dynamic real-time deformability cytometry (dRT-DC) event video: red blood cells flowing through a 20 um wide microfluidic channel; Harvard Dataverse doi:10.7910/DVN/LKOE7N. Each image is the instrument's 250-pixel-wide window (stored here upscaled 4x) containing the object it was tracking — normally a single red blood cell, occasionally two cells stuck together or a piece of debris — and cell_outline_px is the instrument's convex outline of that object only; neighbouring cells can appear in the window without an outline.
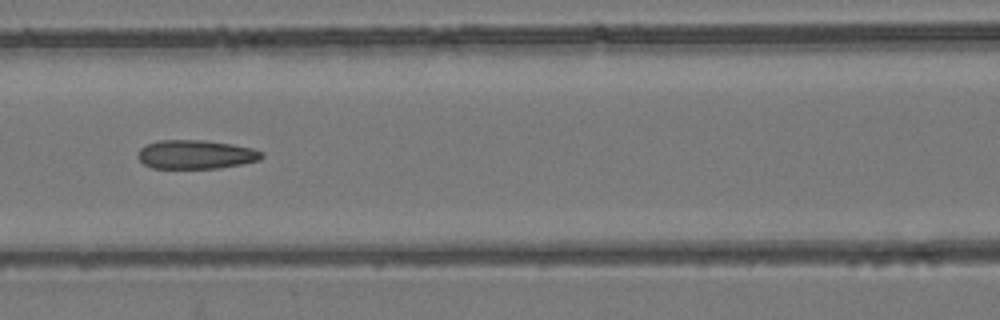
{"species": "common noctule bat (a hibernating species)", "species_latin": "Nyctalus noctula", "temperature_condition": "room temperature", "stored_images_in_passage": 7, "camera_frame_rate_fps": 3000, "um_per_image_px": 0.085, "animal": {"sex": "female", "body_mass_g": 24.6, "forearm_length_mm": 56.2}, "frame": {"image": 1, "passage_image": 7, "time_ms": 7.0, "image_size_px": [1000, 320], "cell_outline_px": [[264, 156], [260, 160], [220, 168], [152, 168], [144, 164], [136, 156], [140, 148], [144, 144], [160, 140], [204, 140], [232, 144], [252, 148], [264, 152]], "centroid_in_image_um": [16.63, 13.12], "position_along_channel_um": 150.0, "area_um2": 20.98}}